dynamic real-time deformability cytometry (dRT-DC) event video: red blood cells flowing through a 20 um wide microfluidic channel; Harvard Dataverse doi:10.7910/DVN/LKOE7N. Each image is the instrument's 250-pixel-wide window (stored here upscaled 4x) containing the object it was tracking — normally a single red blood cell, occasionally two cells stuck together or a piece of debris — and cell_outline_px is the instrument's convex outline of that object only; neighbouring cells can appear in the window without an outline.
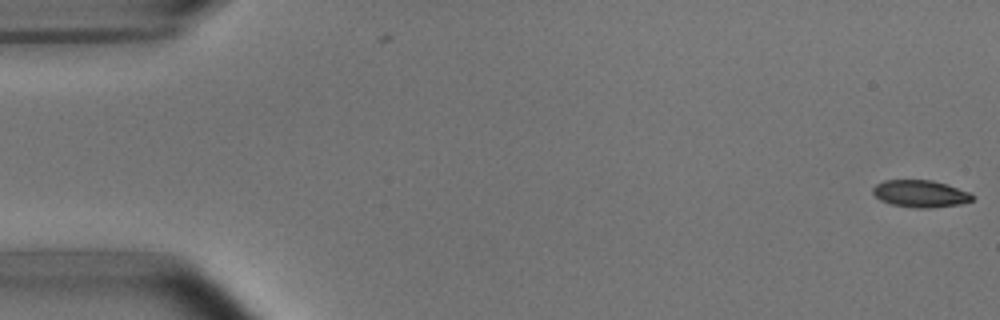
{"species": "common noctule bat (a hibernating species)", "species_latin": "Nyctalus noctula", "temperature_condition": "room temperature", "stored_images_in_passage": 7, "camera_frame_rate_fps": 3000, "um_per_image_px": 0.085, "animal": {"sex": "male", "body_mass_g": 15.6}, "frame": {"image": 1, "passage_image": 1, "time_ms": 0.0, "image_size_px": [1000, 320], "cell_outline_px": [[976, 196], [972, 200], [960, 204], [932, 208], [916, 208], [892, 204], [880, 200], [872, 192], [872, 188], [876, 184], [884, 180], [932, 180], [948, 184], [972, 192]], "centroid_in_image_um": [78.28, 16.46], "position_along_channel_um": 6.7, "area_um2": 15.95}}
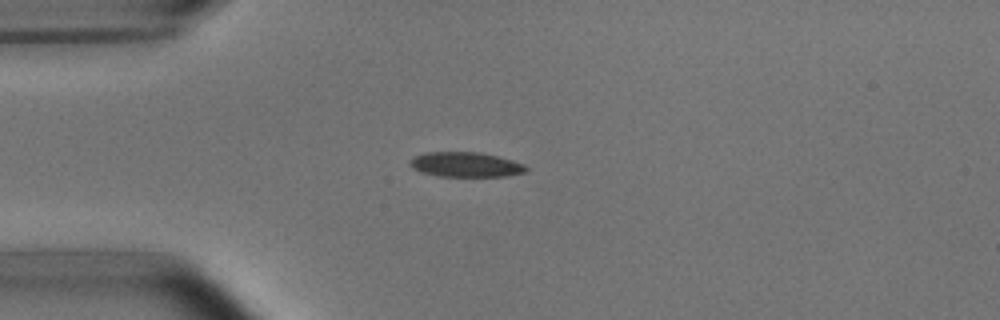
{"frame": {"image": 2, "passage_image": 4, "time_ms": 4.333, "image_size_px": [1000, 320], "cell_outline_px": [[528, 168], [524, 172], [508, 176], [440, 176], [420, 172], [412, 168], [408, 164], [408, 160], [424, 152], [480, 152], [512, 160], [524, 164]], "centroid_in_image_um": [39.54, 13.98], "position_along_channel_um": 45.5, "area_um2": 16.82}}
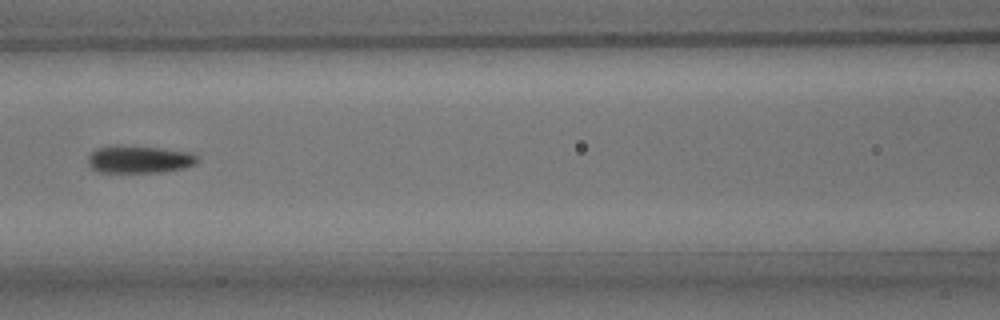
{"frame": {"image": 3, "passage_image": 7, "time_ms": 7.667, "image_size_px": [1000, 320], "cell_outline_px": [[200, 160], [196, 164], [184, 168], [160, 172], [100, 172], [92, 168], [88, 164], [88, 156], [96, 148], [116, 144], [160, 148], [188, 152], [196, 156]], "centroid_in_image_um": [11.81, 13.53], "position_along_channel_um": 154.8, "area_um2": 17.63}}